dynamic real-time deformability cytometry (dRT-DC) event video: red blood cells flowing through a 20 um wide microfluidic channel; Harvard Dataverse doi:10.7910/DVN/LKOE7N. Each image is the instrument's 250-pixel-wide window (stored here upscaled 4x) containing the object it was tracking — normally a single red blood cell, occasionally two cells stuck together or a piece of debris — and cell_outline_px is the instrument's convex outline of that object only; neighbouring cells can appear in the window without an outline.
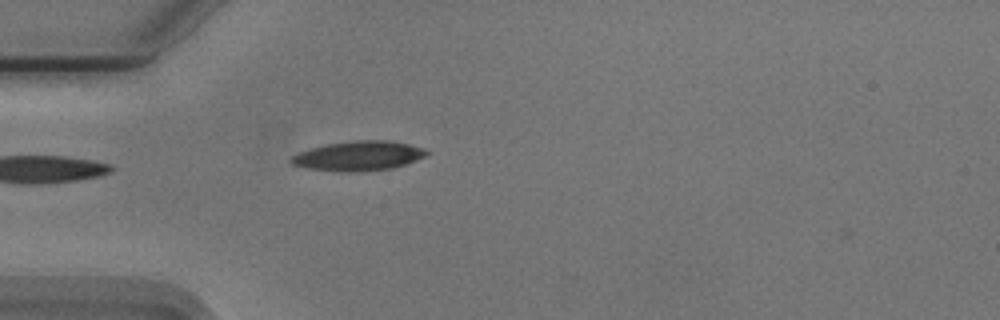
{"species": "Egyptian fruit bat (a non-hibernating species)", "species_latin": "Rousettus aegyptiacus", "temperature_condition": "cold", "stored_images_in_passage": 5, "camera_frame_rate_fps": 3000, "um_per_image_px": 0.085, "animal": {"sex": "male"}, "frame": {"image": 1, "passage_image": 1, "time_ms": 0.0, "image_size_px": [1000, 320], "cell_outline_px": [[428, 152], [424, 156], [416, 160], [392, 168], [356, 172], [348, 172], [308, 168], [292, 164], [288, 160], [292, 156], [300, 152], [312, 148], [328, 144], [356, 140], [388, 140], [408, 144], [424, 148]], "centroid_in_image_um": [30.47, 13.25], "position_along_channel_um": 54.5, "area_um2": 23.0}}